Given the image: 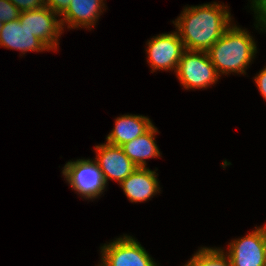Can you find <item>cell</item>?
I'll return each mask as SVG.
<instances>
[{
	"instance_id": "1",
	"label": "cell",
	"mask_w": 266,
	"mask_h": 266,
	"mask_svg": "<svg viewBox=\"0 0 266 266\" xmlns=\"http://www.w3.org/2000/svg\"><path fill=\"white\" fill-rule=\"evenodd\" d=\"M226 6L204 4L186 7L175 20L185 50L207 51L229 27L231 17Z\"/></svg>"
},
{
	"instance_id": "2",
	"label": "cell",
	"mask_w": 266,
	"mask_h": 266,
	"mask_svg": "<svg viewBox=\"0 0 266 266\" xmlns=\"http://www.w3.org/2000/svg\"><path fill=\"white\" fill-rule=\"evenodd\" d=\"M237 26H229L224 34L206 51L218 74L245 73L256 53L252 36Z\"/></svg>"
},
{
	"instance_id": "3",
	"label": "cell",
	"mask_w": 266,
	"mask_h": 266,
	"mask_svg": "<svg viewBox=\"0 0 266 266\" xmlns=\"http://www.w3.org/2000/svg\"><path fill=\"white\" fill-rule=\"evenodd\" d=\"M177 77L186 89L206 88L220 76L206 51L185 50L177 66Z\"/></svg>"
},
{
	"instance_id": "4",
	"label": "cell",
	"mask_w": 266,
	"mask_h": 266,
	"mask_svg": "<svg viewBox=\"0 0 266 266\" xmlns=\"http://www.w3.org/2000/svg\"><path fill=\"white\" fill-rule=\"evenodd\" d=\"M62 173L71 187L86 198L98 197L106 187L99 166L90 159L67 162Z\"/></svg>"
},
{
	"instance_id": "5",
	"label": "cell",
	"mask_w": 266,
	"mask_h": 266,
	"mask_svg": "<svg viewBox=\"0 0 266 266\" xmlns=\"http://www.w3.org/2000/svg\"><path fill=\"white\" fill-rule=\"evenodd\" d=\"M99 266H157L141 244L131 236L118 238L101 248Z\"/></svg>"
},
{
	"instance_id": "6",
	"label": "cell",
	"mask_w": 266,
	"mask_h": 266,
	"mask_svg": "<svg viewBox=\"0 0 266 266\" xmlns=\"http://www.w3.org/2000/svg\"><path fill=\"white\" fill-rule=\"evenodd\" d=\"M232 266H266V225L229 244Z\"/></svg>"
},
{
	"instance_id": "7",
	"label": "cell",
	"mask_w": 266,
	"mask_h": 266,
	"mask_svg": "<svg viewBox=\"0 0 266 266\" xmlns=\"http://www.w3.org/2000/svg\"><path fill=\"white\" fill-rule=\"evenodd\" d=\"M56 15L58 14L44 6L36 10L20 12L19 21L49 50H56L57 38L63 30L61 20H57Z\"/></svg>"
},
{
	"instance_id": "8",
	"label": "cell",
	"mask_w": 266,
	"mask_h": 266,
	"mask_svg": "<svg viewBox=\"0 0 266 266\" xmlns=\"http://www.w3.org/2000/svg\"><path fill=\"white\" fill-rule=\"evenodd\" d=\"M146 51L153 71L174 69L176 72L185 47L176 31L154 37L148 42Z\"/></svg>"
},
{
	"instance_id": "9",
	"label": "cell",
	"mask_w": 266,
	"mask_h": 266,
	"mask_svg": "<svg viewBox=\"0 0 266 266\" xmlns=\"http://www.w3.org/2000/svg\"><path fill=\"white\" fill-rule=\"evenodd\" d=\"M95 148L97 153L95 162L103 174L105 183L111 178L120 184L138 168L126 156L121 146L106 142V144L95 146Z\"/></svg>"
},
{
	"instance_id": "10",
	"label": "cell",
	"mask_w": 266,
	"mask_h": 266,
	"mask_svg": "<svg viewBox=\"0 0 266 266\" xmlns=\"http://www.w3.org/2000/svg\"><path fill=\"white\" fill-rule=\"evenodd\" d=\"M0 46L26 51L49 50L37 37L21 24L18 19L3 23L0 30Z\"/></svg>"
},
{
	"instance_id": "11",
	"label": "cell",
	"mask_w": 266,
	"mask_h": 266,
	"mask_svg": "<svg viewBox=\"0 0 266 266\" xmlns=\"http://www.w3.org/2000/svg\"><path fill=\"white\" fill-rule=\"evenodd\" d=\"M120 185L131 202L147 201L160 190L156 172L147 167H138Z\"/></svg>"
},
{
	"instance_id": "12",
	"label": "cell",
	"mask_w": 266,
	"mask_h": 266,
	"mask_svg": "<svg viewBox=\"0 0 266 266\" xmlns=\"http://www.w3.org/2000/svg\"><path fill=\"white\" fill-rule=\"evenodd\" d=\"M153 124L140 115H123L116 118L115 127L107 136V143L122 146L145 133Z\"/></svg>"
},
{
	"instance_id": "13",
	"label": "cell",
	"mask_w": 266,
	"mask_h": 266,
	"mask_svg": "<svg viewBox=\"0 0 266 266\" xmlns=\"http://www.w3.org/2000/svg\"><path fill=\"white\" fill-rule=\"evenodd\" d=\"M104 5L103 0H71L69 7L62 14L64 19H60L61 25L64 26L66 22L68 28H78L80 25L90 28L96 23L95 20H98Z\"/></svg>"
},
{
	"instance_id": "14",
	"label": "cell",
	"mask_w": 266,
	"mask_h": 266,
	"mask_svg": "<svg viewBox=\"0 0 266 266\" xmlns=\"http://www.w3.org/2000/svg\"><path fill=\"white\" fill-rule=\"evenodd\" d=\"M156 132H158L157 129L152 125L145 133L121 146L126 156L137 167L145 168V159L160 156L154 139Z\"/></svg>"
},
{
	"instance_id": "15",
	"label": "cell",
	"mask_w": 266,
	"mask_h": 266,
	"mask_svg": "<svg viewBox=\"0 0 266 266\" xmlns=\"http://www.w3.org/2000/svg\"><path fill=\"white\" fill-rule=\"evenodd\" d=\"M221 249L202 248L185 266H232L229 256Z\"/></svg>"
},
{
	"instance_id": "16",
	"label": "cell",
	"mask_w": 266,
	"mask_h": 266,
	"mask_svg": "<svg viewBox=\"0 0 266 266\" xmlns=\"http://www.w3.org/2000/svg\"><path fill=\"white\" fill-rule=\"evenodd\" d=\"M20 11L9 0H0V21L3 23L18 19Z\"/></svg>"
},
{
	"instance_id": "17",
	"label": "cell",
	"mask_w": 266,
	"mask_h": 266,
	"mask_svg": "<svg viewBox=\"0 0 266 266\" xmlns=\"http://www.w3.org/2000/svg\"><path fill=\"white\" fill-rule=\"evenodd\" d=\"M20 12L31 11L45 6V0H9Z\"/></svg>"
},
{
	"instance_id": "18",
	"label": "cell",
	"mask_w": 266,
	"mask_h": 266,
	"mask_svg": "<svg viewBox=\"0 0 266 266\" xmlns=\"http://www.w3.org/2000/svg\"><path fill=\"white\" fill-rule=\"evenodd\" d=\"M252 7L257 14L256 20L258 19L259 26L266 30V0H252Z\"/></svg>"
},
{
	"instance_id": "19",
	"label": "cell",
	"mask_w": 266,
	"mask_h": 266,
	"mask_svg": "<svg viewBox=\"0 0 266 266\" xmlns=\"http://www.w3.org/2000/svg\"><path fill=\"white\" fill-rule=\"evenodd\" d=\"M70 2L71 0H45V6L60 16L67 10Z\"/></svg>"
},
{
	"instance_id": "20",
	"label": "cell",
	"mask_w": 266,
	"mask_h": 266,
	"mask_svg": "<svg viewBox=\"0 0 266 266\" xmlns=\"http://www.w3.org/2000/svg\"><path fill=\"white\" fill-rule=\"evenodd\" d=\"M255 82L257 83L260 93L264 99H266V67L255 77Z\"/></svg>"
},
{
	"instance_id": "21",
	"label": "cell",
	"mask_w": 266,
	"mask_h": 266,
	"mask_svg": "<svg viewBox=\"0 0 266 266\" xmlns=\"http://www.w3.org/2000/svg\"><path fill=\"white\" fill-rule=\"evenodd\" d=\"M2 26H3V22L0 21V30L2 29Z\"/></svg>"
}]
</instances>
